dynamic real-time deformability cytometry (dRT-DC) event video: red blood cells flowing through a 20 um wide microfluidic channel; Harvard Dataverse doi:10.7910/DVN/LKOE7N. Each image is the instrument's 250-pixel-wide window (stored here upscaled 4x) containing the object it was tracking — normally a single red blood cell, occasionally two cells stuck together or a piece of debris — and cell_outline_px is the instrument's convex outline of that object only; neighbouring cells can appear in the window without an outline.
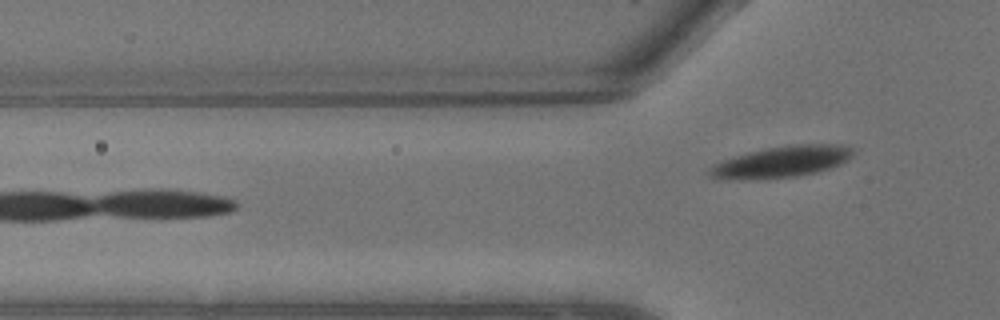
{"species": "common noctule bat (a hibernating species)", "species_latin": "Nyctalus noctula", "temperature_condition": "warm", "stored_images_in_passage": 6, "camera_frame_rate_fps": 3000, "um_per_image_px": 0.085, "animal": {"sex": "male", "body_mass_g": 13.3}, "frame": {"image": 1, "passage_image": 6, "time_ms": 1.667, "image_size_px": [1000, 320], "cell_outline_px": [[852, 156], [848, 160], [832, 168], [816, 172], [796, 176], [712, 176], [708, 172], [708, 168], [712, 164], [748, 152], [768, 148], [792, 144], [832, 144], [852, 148]], "centroid_in_image_um": [66.58, 13.68], "position_along_channel_um": 59.2, "area_um2": 24.57}}